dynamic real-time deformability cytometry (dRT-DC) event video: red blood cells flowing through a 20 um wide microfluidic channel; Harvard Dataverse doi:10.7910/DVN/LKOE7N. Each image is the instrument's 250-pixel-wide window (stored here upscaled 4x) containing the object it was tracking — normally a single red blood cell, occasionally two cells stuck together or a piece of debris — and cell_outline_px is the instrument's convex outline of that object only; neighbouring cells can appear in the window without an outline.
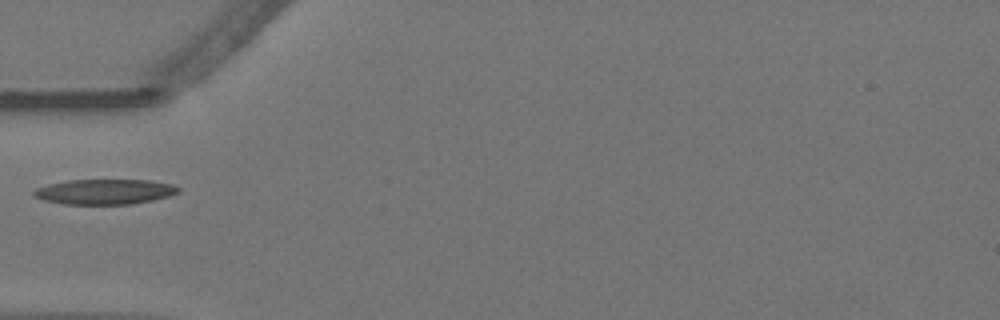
{"species": "Egyptian fruit bat (a non-hibernating species)", "species_latin": "Rousettus aegyptiacus", "temperature_condition": "warm", "stored_images_in_passage": 23, "camera_frame_rate_fps": 3000, "um_per_image_px": 0.085, "animal": {"sex": "female"}, "frame": {"image": 1, "passage_image": 1, "time_ms": 0.0, "image_size_px": [1000, 320], "cell_outline_px": [[180, 192], [168, 196], [152, 200], [132, 204], [64, 204], [44, 200], [32, 196], [32, 192], [36, 188], [48, 184], [68, 180], [148, 180], [172, 184], [180, 188]], "centroid_in_image_um": [8.88, 16.29], "position_along_channel_um": 76.1, "area_um2": 21.21}}
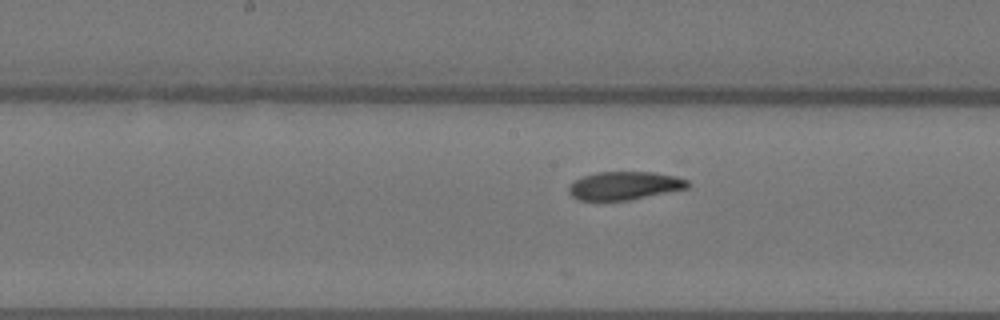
{"frame": {"image": 2, "passage_image": 11, "time_ms": 3.333, "image_size_px": [1000, 320], "cell_outline_px": [[692, 184], [688, 188], [628, 200], [580, 200], [572, 196], [568, 192], [568, 188], [576, 180], [584, 176], [596, 172], [656, 172], [676, 176], [688, 180]], "centroid_in_image_um": [53.13, 15.77], "position_along_channel_um": 195.1, "area_um2": 19.48}}
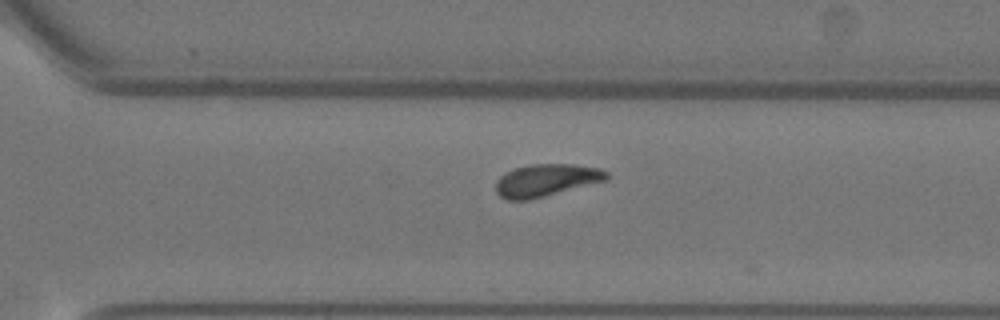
{"frame": {"image": 3, "passage_image": 22, "time_ms": 7.0, "image_size_px": [1000, 320], "cell_outline_px": [[608, 180], [528, 200], [508, 200], [500, 196], [496, 192], [496, 180], [504, 172], [516, 168], [532, 164], [572, 164], [600, 168], [608, 172]], "centroid_in_image_um": [46.42, 15.31], "position_along_channel_um": 324.2, "area_um2": 20.87}}